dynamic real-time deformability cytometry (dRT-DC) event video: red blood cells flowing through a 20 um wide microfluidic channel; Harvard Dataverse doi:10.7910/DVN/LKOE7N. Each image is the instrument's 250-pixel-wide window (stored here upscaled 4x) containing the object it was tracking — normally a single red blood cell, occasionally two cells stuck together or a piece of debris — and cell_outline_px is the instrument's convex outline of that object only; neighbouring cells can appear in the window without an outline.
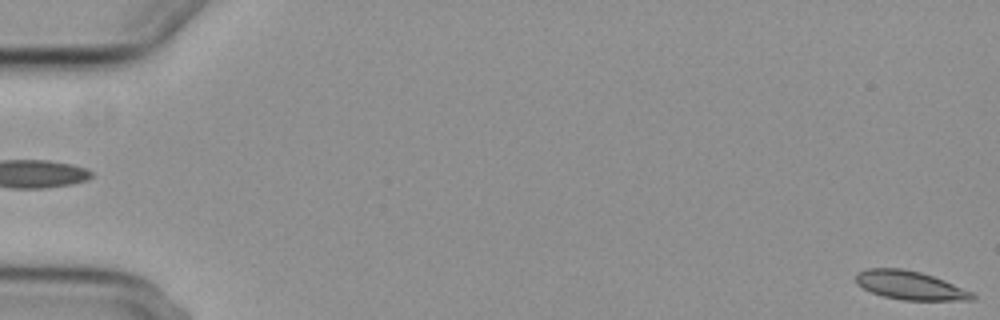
{"species": "common noctule bat (a hibernating species)", "species_latin": "Nyctalus noctula", "temperature_condition": "cold", "stored_images_in_passage": 6, "segment_of_instrument_passage": [2, 2], "camera_frame_rate_fps": 3000, "um_per_image_px": 0.085, "animal": {"sex": "female", "body_mass_g": 29.2, "forearm_length_mm": 56.3}, "frame": {"image": 1, "passage_image": 6, "time_ms": 5.667, "image_size_px": [1000, 320], "cell_outline_px": [[976, 300], [900, 300], [884, 296], [872, 292], [856, 284], [856, 272], [868, 268], [904, 268], [920, 272], [944, 280], [972, 292], [976, 296]], "centroid_in_image_um": [77.35, 24.25], "position_along_channel_um": 7.7, "area_um2": 19.42}}